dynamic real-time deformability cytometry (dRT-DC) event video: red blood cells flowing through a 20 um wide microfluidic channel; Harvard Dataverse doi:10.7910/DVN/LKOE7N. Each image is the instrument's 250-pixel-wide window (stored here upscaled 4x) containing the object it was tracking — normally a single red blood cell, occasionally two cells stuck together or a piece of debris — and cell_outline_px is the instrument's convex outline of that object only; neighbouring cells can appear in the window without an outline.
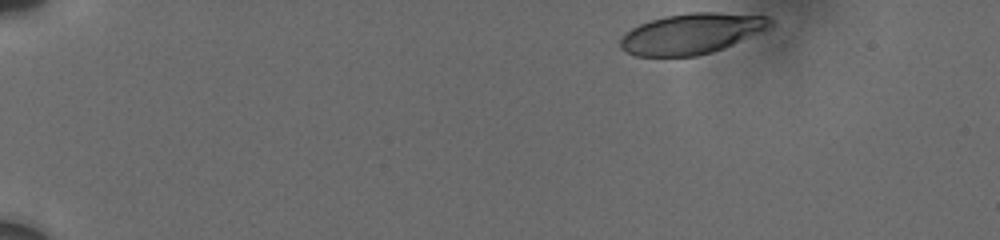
{"species": "human", "species_latin": "Homo sapiens", "temperature_condition": "cold", "stored_images_in_passage": 38, "camera_frame_rate_fps": 3000, "um_per_image_px": 0.085, "donor": {"sex": "male"}, "frame": {"image": 1, "passage_image": 1, "time_ms": 0.0, "image_size_px": [1000, 240], "cell_outline_px": [[776, 24], [768, 28], [724, 48], [712, 52], [696, 56], [636, 56], [624, 52], [620, 48], [620, 40], [632, 28], [640, 24], [664, 16], [692, 12], [720, 12], [768, 16]], "centroid_in_image_um": [58.8, 2.85], "position_along_channel_um": 26.2, "area_um2": 35.37}}
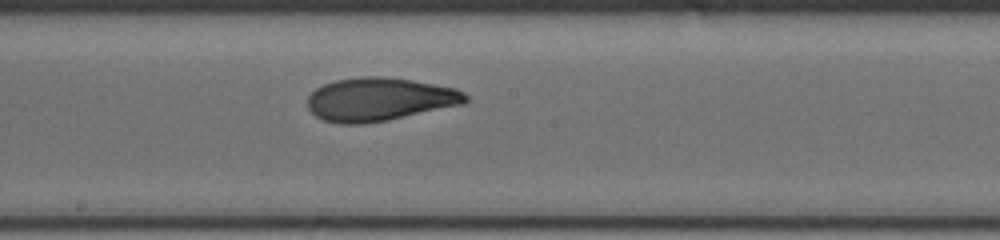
{"frame": {"image": 2, "passage_image": 21, "time_ms": 8.333, "image_size_px": [1000, 240], "cell_outline_px": [[468, 100], [464, 104], [388, 120], [364, 124], [340, 124], [324, 120], [316, 116], [308, 108], [308, 96], [316, 88], [324, 84], [336, 80], [364, 76], [384, 76], [412, 80], [456, 88], [464, 92], [468, 96]], "centroid_in_image_um": [32.26, 8.44], "position_along_channel_um": 215.9, "area_um2": 39.94}}
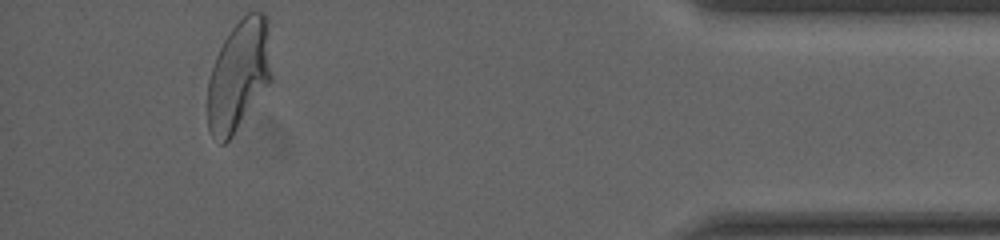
{"frame": {"image": 3, "passage_image": 38, "time_ms": 15.0, "image_size_px": [1000, 240], "cell_outline_px": [[272, 80], [232, 136], [224, 144], [220, 144], [212, 136], [208, 128], [208, 80], [216, 56], [224, 40], [232, 28], [248, 12], [264, 12], [268, 20], [272, 76]], "centroid_in_image_um": [20.31, 6.4], "position_along_channel_um": 414.9, "area_um2": 41.15}, "authors_computed_cell_mechanics": {"area_um2": 39.4774, "velocity_mm_per_s": 3.6905, "shape_relaxation_time_tau1_ms": 7.7008, "shape_relaxation_time_tau2_ms": 1.4385, "deformation_change_tau1": 0.2036, "deformation_change_tau2": 0.0746}}